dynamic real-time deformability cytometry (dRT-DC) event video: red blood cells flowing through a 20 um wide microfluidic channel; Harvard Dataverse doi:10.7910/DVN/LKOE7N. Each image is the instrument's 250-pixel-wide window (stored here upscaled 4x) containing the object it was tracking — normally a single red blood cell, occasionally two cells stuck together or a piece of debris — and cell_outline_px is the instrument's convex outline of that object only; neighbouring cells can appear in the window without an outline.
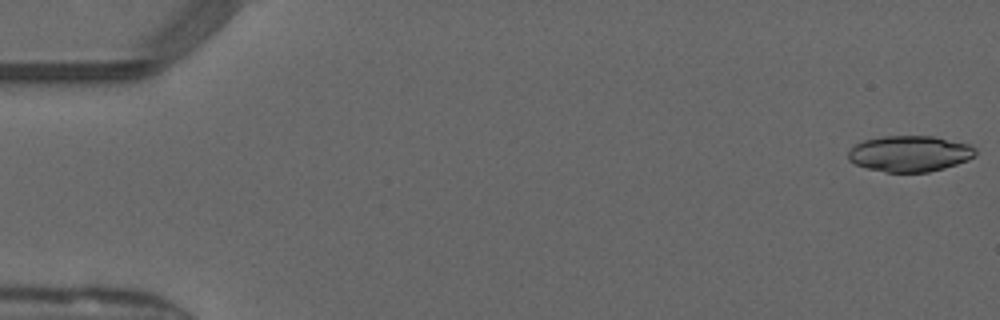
{"species": "common noctule bat (a hibernating species)", "species_latin": "Nyctalus noctula", "temperature_condition": "warm", "stored_images_in_passage": 50, "camera_frame_rate_fps": 3000, "um_per_image_px": 0.085, "animal": {"sex": "male", "forearm_length_mm": 52.5}, "frame": {"image": 1, "passage_image": 1, "time_ms": 0.0, "image_size_px": [1000, 320], "cell_outline_px": [[976, 156], [968, 160], [944, 168], [928, 172], [884, 172], [868, 168], [856, 164], [848, 160], [848, 152], [856, 144], [864, 140], [884, 136], [932, 136], [968, 144], [976, 148]], "centroid_in_image_um": [77.34, 13.06], "position_along_channel_um": 7.7, "area_um2": 26.59}}
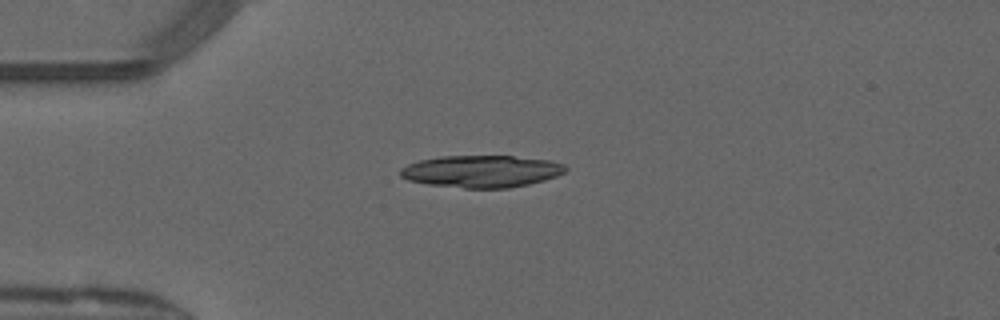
{"frame": {"image": 2, "passage_image": 13, "time_ms": 4.0, "image_size_px": [1000, 320], "cell_outline_px": [[568, 168], [564, 172], [556, 176], [544, 180], [528, 184], [508, 188], [464, 188], [428, 184], [408, 180], [400, 176], [400, 168], [408, 164], [420, 160], [440, 156], [512, 156], [548, 160], [564, 164]], "centroid_in_image_um": [40.91, 14.56], "position_along_channel_um": 44.1, "area_um2": 30.81}}